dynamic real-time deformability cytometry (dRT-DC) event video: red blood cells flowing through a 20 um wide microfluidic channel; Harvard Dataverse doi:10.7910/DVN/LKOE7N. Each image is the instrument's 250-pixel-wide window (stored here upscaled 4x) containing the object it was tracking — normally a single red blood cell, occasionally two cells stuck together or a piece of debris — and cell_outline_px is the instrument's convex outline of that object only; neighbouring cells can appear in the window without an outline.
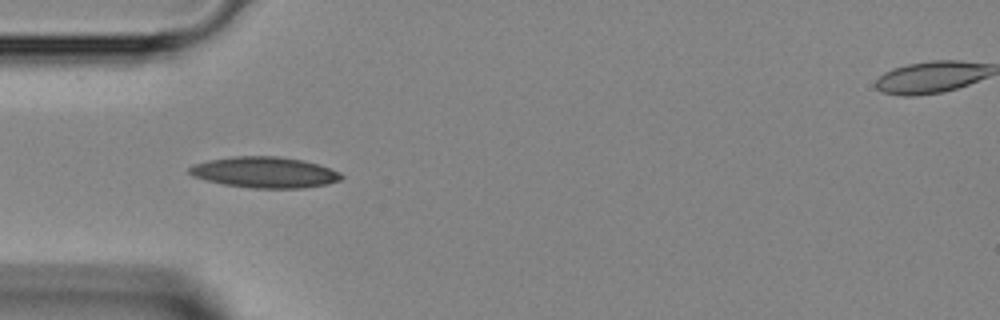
{"species": "Egyptian fruit bat (a non-hibernating species)", "species_latin": "Rousettus aegyptiacus", "temperature_condition": "room temperature", "stored_images_in_passage": 21, "camera_frame_rate_fps": 3000, "um_per_image_px": 0.085, "animal": {"sex": "female"}, "frame": {"image": 1, "passage_image": 2, "time_ms": 0.333, "image_size_px": [1000, 320], "cell_outline_px": [[344, 176], [340, 180], [328, 184], [304, 188], [252, 188], [224, 184], [192, 176], [188, 172], [188, 168], [192, 164], [208, 160], [232, 156], [276, 156], [304, 160], [340, 172]], "centroid_in_image_um": [22.48, 14.64], "position_along_channel_um": 62.5, "area_um2": 27.4}}
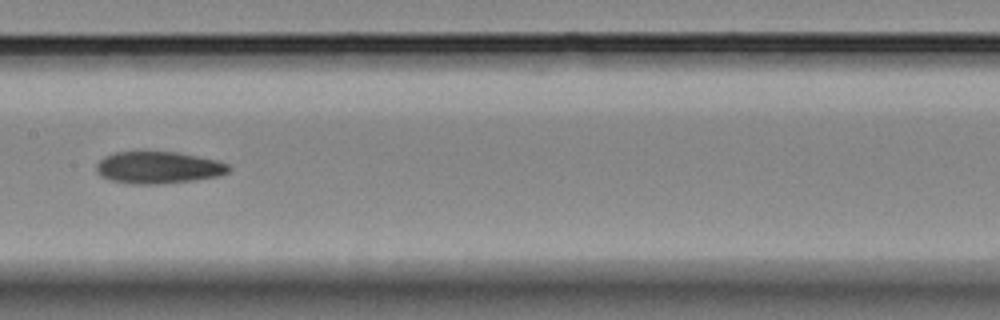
{"frame": {"image": 2, "passage_image": 11, "time_ms": 3.333, "image_size_px": [1000, 320], "cell_outline_px": [[232, 168], [228, 172], [220, 176], [196, 180], [160, 184], [128, 184], [112, 180], [100, 176], [96, 172], [96, 164], [104, 156], [112, 152], [176, 152], [216, 160], [228, 164]], "centroid_in_image_um": [13.45, 14.25], "position_along_channel_um": 194.0, "area_um2": 24.85}}
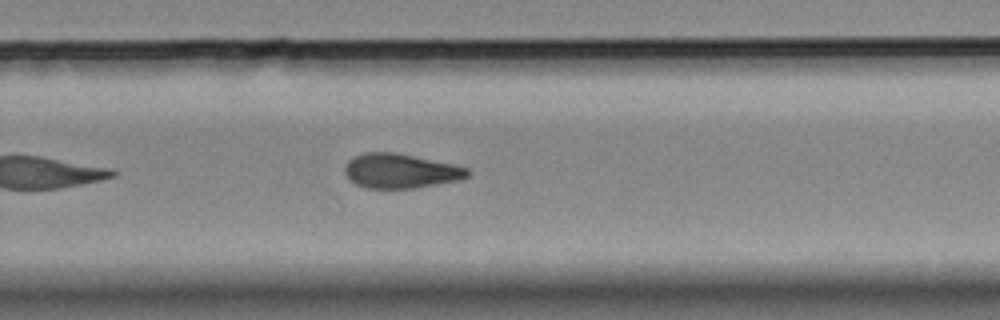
{"frame": {"image": 3, "passage_image": 18, "time_ms": 5.667, "image_size_px": [1000, 320], "cell_outline_px": [[472, 172], [468, 176], [460, 180], [416, 188], [368, 188], [356, 184], [344, 172], [344, 168], [348, 160], [356, 156], [368, 152], [396, 152], [452, 164], [468, 168]], "centroid_in_image_um": [34.08, 14.53], "position_along_channel_um": 295.7, "area_um2": 24.57}}